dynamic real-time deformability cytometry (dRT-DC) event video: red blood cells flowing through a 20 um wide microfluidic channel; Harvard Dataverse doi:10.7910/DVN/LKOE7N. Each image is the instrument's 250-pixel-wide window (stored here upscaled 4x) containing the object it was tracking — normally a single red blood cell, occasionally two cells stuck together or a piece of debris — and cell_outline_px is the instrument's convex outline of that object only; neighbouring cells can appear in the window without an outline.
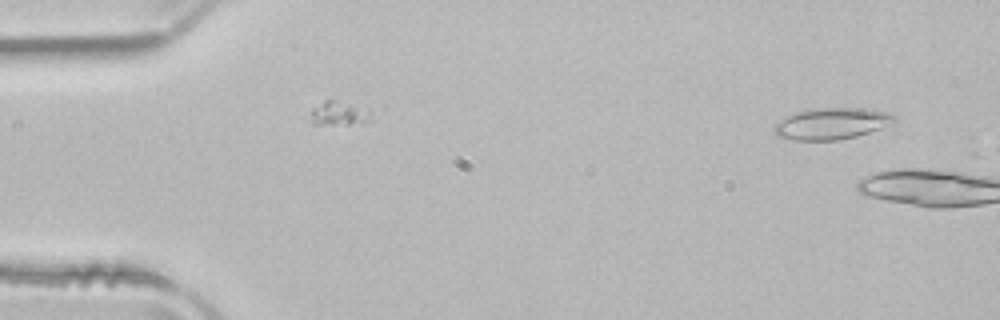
{"species": "common noctule bat (a hibernating species)", "species_latin": "Nyctalus noctula", "temperature_condition": "room temperature", "stored_images_in_passage": 4, "camera_frame_rate_fps": 3000, "um_per_image_px": 0.085, "animal": {"sex": "male", "body_mass_g": 21.5, "forearm_length_mm": 52.0}, "frame": {"image": 1, "passage_image": 3, "time_ms": 0.667, "image_size_px": [1000, 320], "cell_outline_px": [[896, 120], [892, 124], [856, 136], [836, 140], [792, 140], [776, 136], [772, 128], [780, 120], [796, 112], [816, 108], [860, 108], [888, 112], [896, 116]], "centroid_in_image_um": [70.68, 10.51], "position_along_channel_um": 14.3, "area_um2": 21.91}}